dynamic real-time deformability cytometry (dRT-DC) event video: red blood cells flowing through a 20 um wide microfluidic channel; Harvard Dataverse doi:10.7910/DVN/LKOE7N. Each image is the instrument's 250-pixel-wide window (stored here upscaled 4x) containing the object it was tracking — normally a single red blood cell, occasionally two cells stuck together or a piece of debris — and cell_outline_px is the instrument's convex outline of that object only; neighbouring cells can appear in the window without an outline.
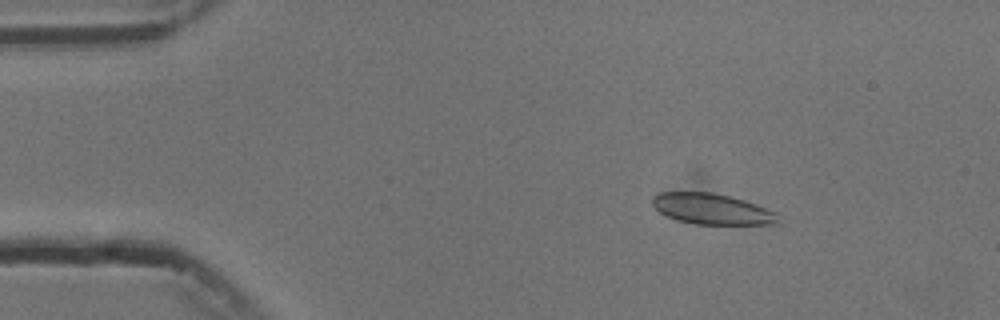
{"species": "common noctule bat (a hibernating species)", "species_latin": "Nyctalus noctula", "temperature_condition": "cold", "stored_images_in_passage": 4, "camera_frame_rate_fps": 3000, "um_per_image_px": 0.085, "animal": {"sex": "male", "body_mass_g": 13.3}, "frame": {"image": 1, "passage_image": 2, "time_ms": 2.0, "image_size_px": [1000, 320], "cell_outline_px": [[780, 224], [696, 224], [676, 220], [660, 212], [652, 204], [652, 196], [660, 192], [712, 192], [744, 200], [756, 204], [776, 212]], "centroid_in_image_um": [60.51, 17.76], "position_along_channel_um": 24.5, "area_um2": 22.48}}